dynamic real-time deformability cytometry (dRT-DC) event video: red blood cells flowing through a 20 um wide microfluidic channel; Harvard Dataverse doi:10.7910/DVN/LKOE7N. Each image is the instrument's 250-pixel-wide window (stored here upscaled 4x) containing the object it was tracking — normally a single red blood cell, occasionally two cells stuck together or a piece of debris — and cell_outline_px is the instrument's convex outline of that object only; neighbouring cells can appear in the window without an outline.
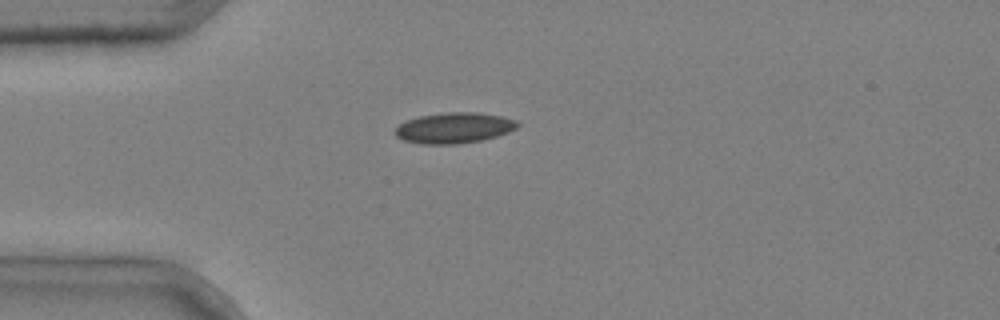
{"species": "common noctule bat (a hibernating species)", "species_latin": "Nyctalus noctula", "temperature_condition": "cold", "stored_images_in_passage": 1, "camera_frame_rate_fps": 3000, "um_per_image_px": 0.085, "animal": {"sex": "male", "body_mass_g": 20.4}, "frame": {"image": 1, "passage_image": 1, "time_ms": 0.0, "image_size_px": [1000, 320], "cell_outline_px": [[520, 124], [516, 128], [508, 132], [496, 136], [480, 140], [456, 144], [420, 144], [404, 140], [396, 136], [396, 128], [400, 124], [408, 120], [420, 116], [444, 112], [480, 112], [500, 116], [516, 120]], "centroid_in_image_um": [38.61, 10.86], "position_along_channel_um": 46.4, "area_um2": 21.73}}